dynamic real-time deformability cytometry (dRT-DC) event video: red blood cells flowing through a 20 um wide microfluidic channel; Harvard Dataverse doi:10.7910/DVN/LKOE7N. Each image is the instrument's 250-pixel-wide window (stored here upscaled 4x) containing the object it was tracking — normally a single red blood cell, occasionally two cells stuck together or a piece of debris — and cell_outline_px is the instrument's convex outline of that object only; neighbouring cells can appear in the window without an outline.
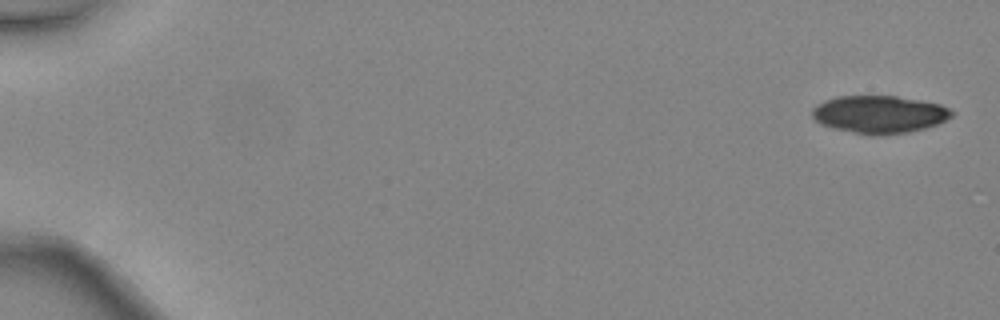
{"species": "common noctule bat (a hibernating species)", "species_latin": "Nyctalus noctula", "temperature_condition": "warm", "stored_images_in_passage": 6, "camera_frame_rate_fps": 3000, "um_per_image_px": 0.085, "animal": {"sex": "female", "body_mass_g": 24.6, "forearm_length_mm": 56.2}, "frame": {"image": 1, "passage_image": 1, "time_ms": 0.0, "image_size_px": [1000, 320], "cell_outline_px": [[952, 116], [936, 124], [924, 128], [908, 132], [884, 136], [872, 136], [832, 128], [820, 124], [812, 116], [812, 108], [816, 104], [824, 100], [836, 96], [896, 96], [920, 100], [940, 104], [948, 108], [952, 112]], "centroid_in_image_um": [74.69, 9.73], "position_along_channel_um": 10.3, "area_um2": 30.75}}
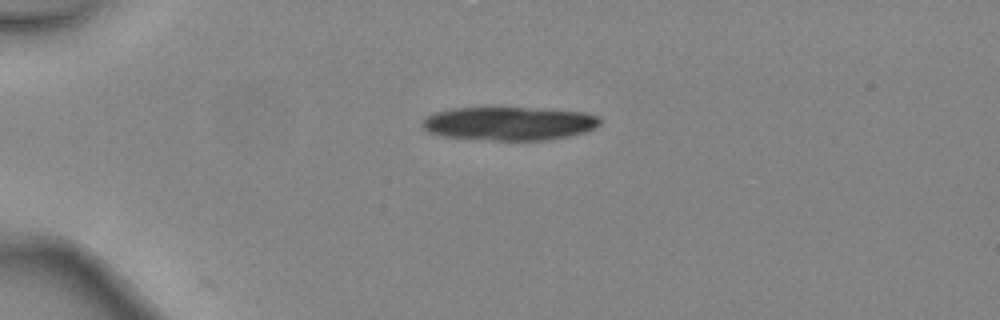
{"frame": {"image": 2, "passage_image": 4, "time_ms": 1.0, "image_size_px": [1000, 320], "cell_outline_px": [[600, 124], [596, 128], [584, 132], [568, 136], [548, 140], [492, 140], [440, 136], [428, 132], [420, 124], [420, 120], [424, 116], [432, 112], [452, 108], [524, 108], [588, 112], [600, 116]], "centroid_in_image_um": [43.23, 10.49], "position_along_channel_um": 41.8, "area_um2": 35.03}}
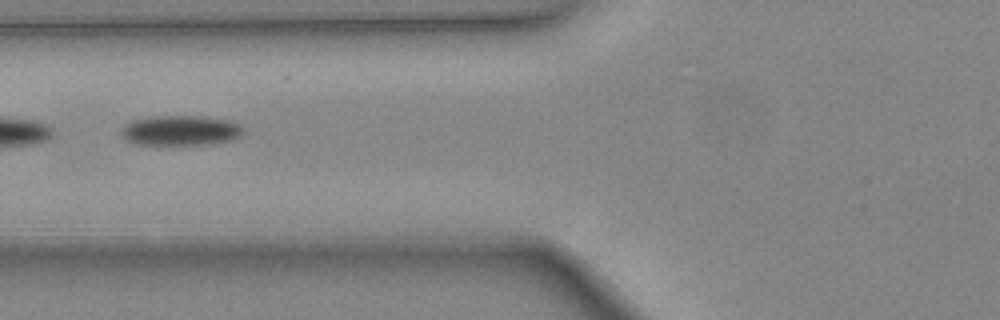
{"frame": {"image": 3, "passage_image": 6, "time_ms": 1.667, "image_size_px": [1000, 320], "cell_outline_px": [[244, 132], [240, 136], [232, 140], [208, 144], [136, 144], [124, 140], [120, 132], [124, 124], [132, 120], [144, 116], [204, 116], [232, 120], [240, 124], [244, 128]], "centroid_in_image_um": [15.34, 11.07], "position_along_channel_um": 110.5, "area_um2": 21.79}}